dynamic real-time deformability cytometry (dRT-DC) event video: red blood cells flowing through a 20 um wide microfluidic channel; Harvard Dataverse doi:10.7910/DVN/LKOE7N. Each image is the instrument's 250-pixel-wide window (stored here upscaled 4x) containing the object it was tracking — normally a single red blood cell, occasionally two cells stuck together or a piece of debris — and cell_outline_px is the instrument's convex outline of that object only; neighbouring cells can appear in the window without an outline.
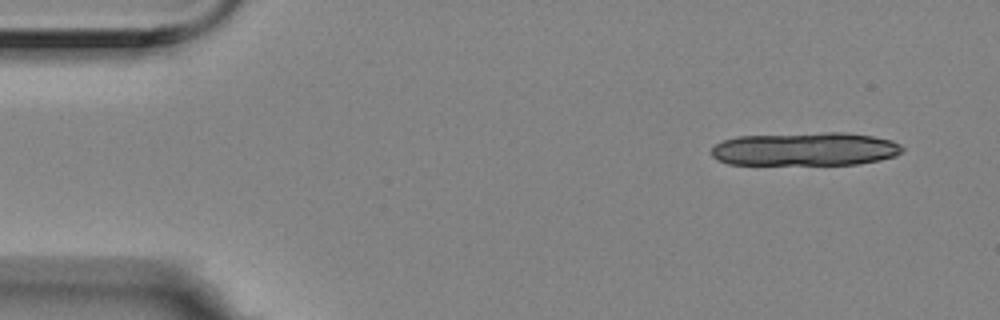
{"species": "Egyptian fruit bat (a non-hibernating species)", "species_latin": "Rousettus aegyptiacus", "temperature_condition": "room temperature", "stored_images_in_passage": 5, "segment_of_instrument_passage": [1, 2], "camera_frame_rate_fps": 3000, "um_per_image_px": 0.085, "animal": {"sex": "female"}, "frame": {"image": 1, "passage_image": 1, "time_ms": 0.0, "image_size_px": [1000, 320], "cell_outline_px": [[904, 152], [896, 156], [880, 160], [860, 164], [728, 164], [716, 160], [712, 156], [712, 148], [716, 144], [724, 140], [740, 136], [824, 132], [844, 132], [872, 136], [892, 140], [900, 144], [904, 148]], "centroid_in_image_um": [68.49, 12.67], "position_along_channel_um": 16.5, "area_um2": 37.34}}